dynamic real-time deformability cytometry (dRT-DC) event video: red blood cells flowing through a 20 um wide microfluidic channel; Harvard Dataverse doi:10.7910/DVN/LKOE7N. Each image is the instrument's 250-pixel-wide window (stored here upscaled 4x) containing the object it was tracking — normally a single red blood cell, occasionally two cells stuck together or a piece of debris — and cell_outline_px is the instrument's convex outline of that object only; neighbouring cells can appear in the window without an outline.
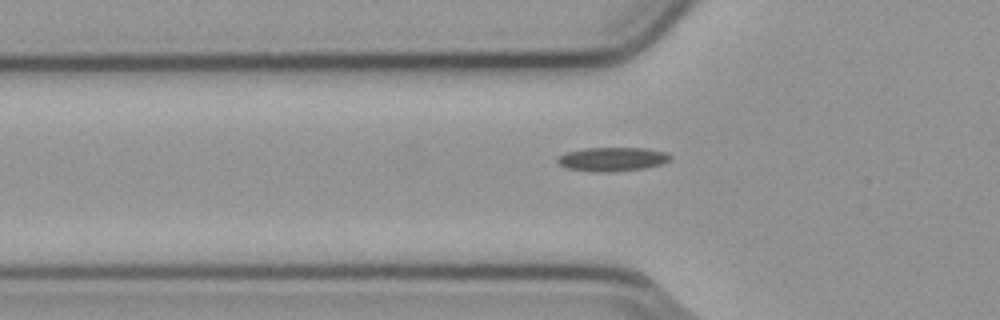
{"species": "common noctule bat (a hibernating species)", "species_latin": "Nyctalus noctula", "temperature_condition": "cold", "stored_images_in_passage": 40, "camera_frame_rate_fps": 3000, "um_per_image_px": 0.085, "animal": {"sex": "male", "body_mass_g": 23.1, "forearm_length_mm": 52.7}, "frame": {"image": 1, "passage_image": 9, "time_ms": 2.667, "image_size_px": [1000, 320], "cell_outline_px": [[672, 156], [668, 160], [660, 164], [644, 168], [616, 172], [592, 172], [568, 168], [556, 164], [556, 156], [564, 152], [584, 148], [644, 148], [668, 152]], "centroid_in_image_um": [51.97, 13.53], "position_along_channel_um": 73.8, "area_um2": 16.01}}
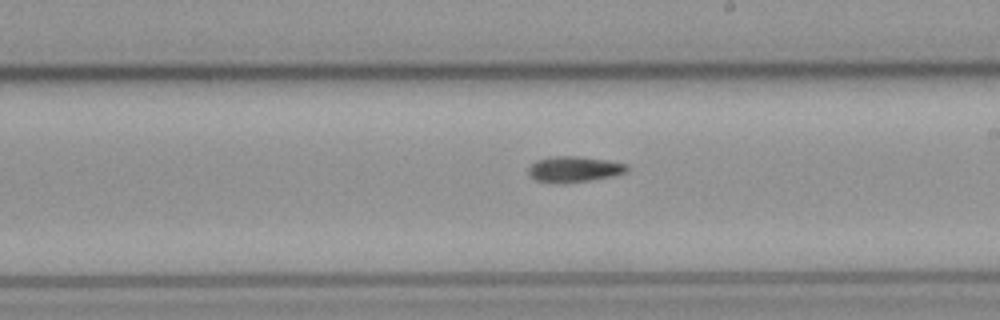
{"frame": {"image": 2, "passage_image": 22, "time_ms": 7.0, "image_size_px": [1000, 320], "cell_outline_px": [[628, 168], [624, 172], [608, 176], [588, 180], [536, 180], [528, 172], [528, 168], [536, 160], [552, 156], [580, 156], [608, 160], [628, 164]], "centroid_in_image_um": [48.82, 14.31], "position_along_channel_um": 240.2, "area_um2": 13.87}}
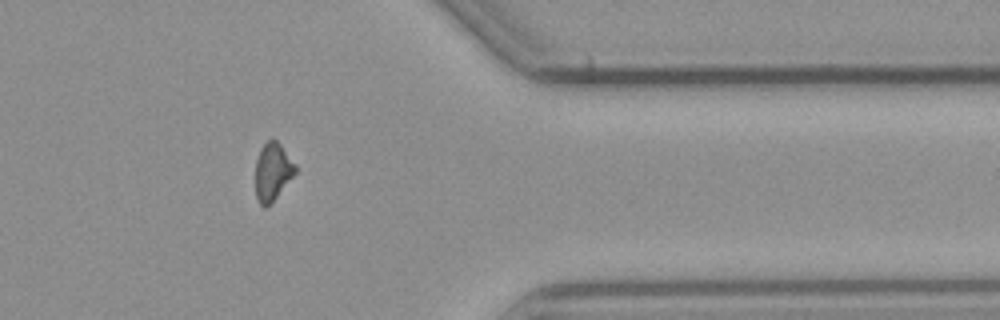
{"frame": {"image": 3, "passage_image": 35, "time_ms": 11.333, "image_size_px": [1000, 320], "cell_outline_px": [[296, 172], [276, 196], [264, 208], [260, 204], [256, 196], [256, 160], [260, 148], [272, 136], [280, 144], [296, 164]], "centroid_in_image_um": [23.16, 14.53], "position_along_channel_um": 388.2, "area_um2": 13.18}}